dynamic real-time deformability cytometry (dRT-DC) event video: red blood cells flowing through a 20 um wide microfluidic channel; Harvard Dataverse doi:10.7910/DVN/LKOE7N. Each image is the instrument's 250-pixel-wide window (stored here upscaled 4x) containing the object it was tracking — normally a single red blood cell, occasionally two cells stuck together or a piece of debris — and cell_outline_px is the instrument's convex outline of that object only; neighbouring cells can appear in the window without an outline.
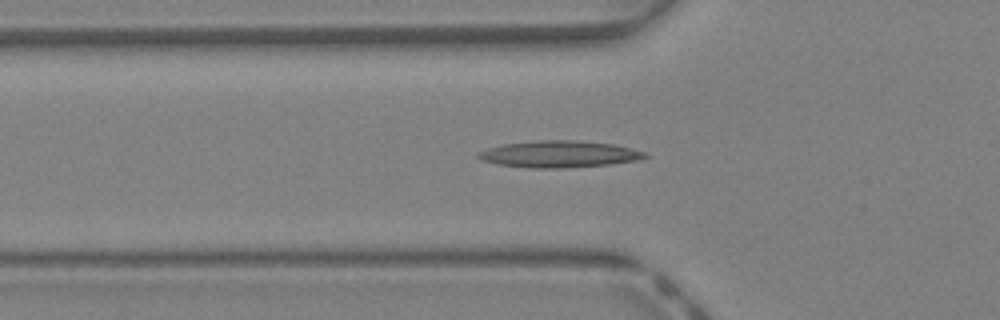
{"species": "Egyptian fruit bat (a non-hibernating species)", "species_latin": "Rousettus aegyptiacus", "temperature_condition": "warm", "stored_images_in_passage": 23, "camera_frame_rate_fps": 3000, "um_per_image_px": 0.085, "animal": {"sex": "female"}, "frame": {"image": 1, "passage_image": 4, "time_ms": 1.0, "image_size_px": [1000, 320], "cell_outline_px": [[648, 156], [636, 160], [608, 164], [564, 168], [532, 168], [496, 164], [484, 160], [476, 156], [476, 152], [488, 148], [504, 144], [540, 140], [576, 140], [612, 144], [644, 152]], "centroid_in_image_um": [47.47, 13.1], "position_along_channel_um": 78.3, "area_um2": 25.61}}
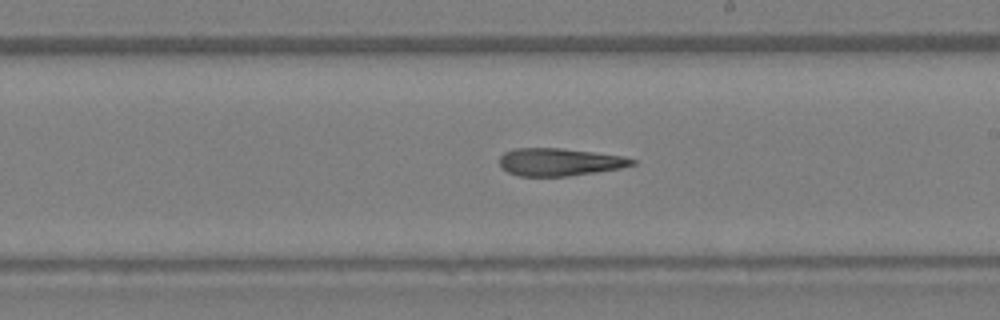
{"frame": {"image": 2, "passage_image": 14, "time_ms": 4.333, "image_size_px": [1000, 320], "cell_outline_px": [[636, 164], [620, 168], [596, 172], [568, 176], [520, 176], [508, 172], [500, 164], [500, 156], [504, 152], [516, 148], [560, 148], [624, 156], [636, 160]], "centroid_in_image_um": [47.57, 13.77], "position_along_channel_um": 241.4, "area_um2": 21.21}}
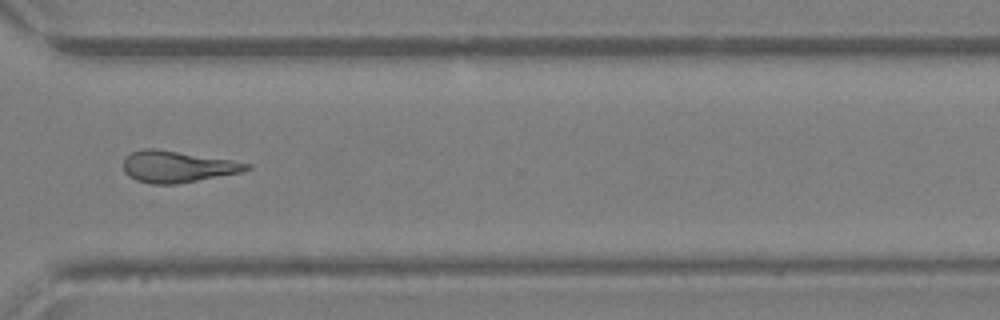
{"frame": {"image": 3, "passage_image": 21, "time_ms": 6.667, "image_size_px": [1000, 320], "cell_outline_px": [[252, 168], [240, 172], [176, 184], [152, 184], [136, 180], [128, 176], [124, 172], [124, 156], [132, 152], [144, 148], [156, 148], [232, 160], [252, 164]], "centroid_in_image_um": [15.04, 14.15], "position_along_channel_um": 355.6, "area_um2": 22.6}}